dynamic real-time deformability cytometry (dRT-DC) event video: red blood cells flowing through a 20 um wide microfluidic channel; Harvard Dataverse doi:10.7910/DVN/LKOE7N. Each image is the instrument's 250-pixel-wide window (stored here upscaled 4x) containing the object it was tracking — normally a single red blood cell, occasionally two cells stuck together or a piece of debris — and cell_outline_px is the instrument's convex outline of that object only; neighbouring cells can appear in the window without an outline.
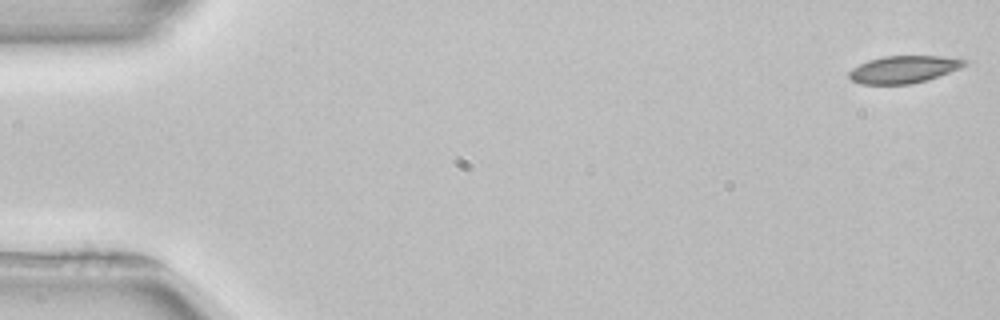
{"species": "common noctule bat (a hibernating species)", "species_latin": "Nyctalus noctula", "temperature_condition": "room temperature", "stored_images_in_passage": 49, "camera_frame_rate_fps": 3000, "um_per_image_px": 0.085, "animal": {"sex": "female", "body_mass_g": 22.7, "forearm_length_mm": 54.2}, "frame": {"image": 1, "passage_image": 1, "time_ms": 0.0, "image_size_px": [1000, 320], "cell_outline_px": [[968, 64], [960, 68], [912, 84], [860, 84], [852, 80], [848, 76], [848, 72], [852, 68], [868, 60], [884, 56], [940, 56], [968, 60]], "centroid_in_image_um": [76.78, 5.89], "position_along_channel_um": 8.2, "area_um2": 18.21}}
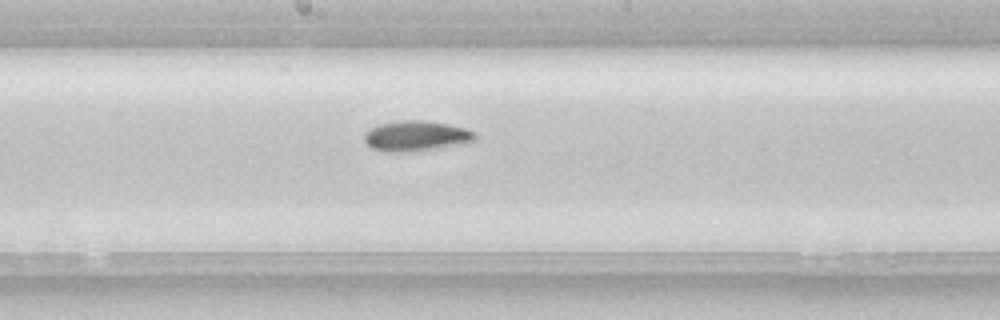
{"frame": {"image": 2, "passage_image": 28, "time_ms": 9.0, "image_size_px": [1000, 320], "cell_outline_px": [[476, 140], [472, 144], [424, 152], [388, 152], [372, 148], [364, 140], [364, 132], [368, 128], [380, 124], [396, 120], [424, 120], [448, 124], [464, 128], [476, 132]], "centroid_in_image_um": [35.45, 11.59], "position_along_channel_um": 212.7, "area_um2": 20.58}}
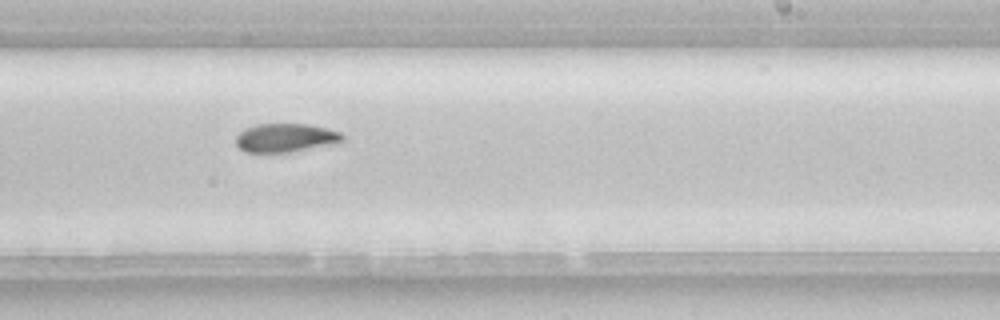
{"frame": {"image": 3, "passage_image": 32, "time_ms": 10.333, "image_size_px": [1000, 320], "cell_outline_px": [[344, 140], [340, 144], [292, 152], [244, 152], [236, 144], [236, 136], [240, 132], [256, 124], [308, 124], [340, 132], [344, 136]], "centroid_in_image_um": [24.34, 11.73], "position_along_channel_um": 264.7, "area_um2": 17.98}, "authors_computed_cell_mechanics": {"area_um2": 19.0162, "velocity_mm_per_s": 3.9194, "shape_relaxation_time_tau1_ms": 8.6667, "shape_relaxation_time_tau2_ms": null, "deformation_change_tau1": 0.1472, "deformation_change_tau2": null}}